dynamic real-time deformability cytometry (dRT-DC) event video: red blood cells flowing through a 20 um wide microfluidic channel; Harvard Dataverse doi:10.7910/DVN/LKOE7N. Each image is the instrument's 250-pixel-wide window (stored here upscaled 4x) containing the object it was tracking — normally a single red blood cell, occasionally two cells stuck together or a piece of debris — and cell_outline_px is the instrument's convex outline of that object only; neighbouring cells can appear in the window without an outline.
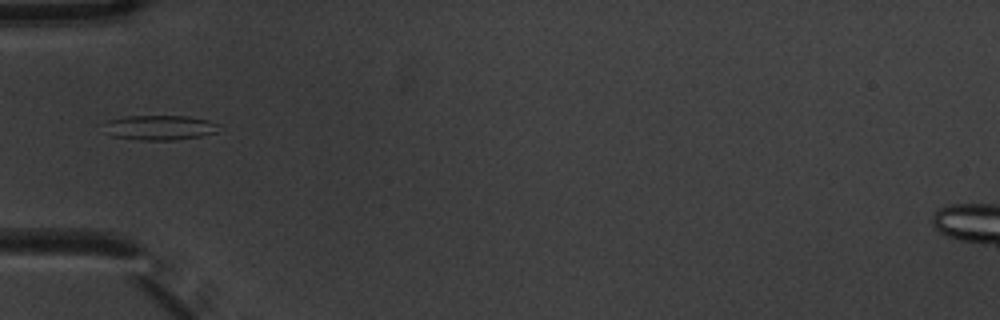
{"species": "common noctule bat (a hibernating species)", "species_latin": "Nyctalus noctula", "temperature_condition": "warm", "stored_images_in_passage": 4, "camera_frame_rate_fps": 3000, "um_per_image_px": 0.085, "animal": {"sex": "male", "body_mass_g": 20.1, "forearm_length_mm": 53.5}, "frame": {"image": 1, "passage_image": 4, "time_ms": 1.0, "image_size_px": [1000, 320], "cell_outline_px": [[220, 124], [216, 132], [200, 136], [172, 140], [140, 140], [112, 136], [108, 120], [124, 116], [188, 116], [208, 120]], "centroid_in_image_um": [13.68, 10.84], "position_along_channel_um": 71.3, "area_um2": 16.18}}